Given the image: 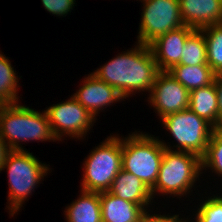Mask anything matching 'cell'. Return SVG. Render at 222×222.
Returning <instances> with one entry per match:
<instances>
[{"label": "cell", "mask_w": 222, "mask_h": 222, "mask_svg": "<svg viewBox=\"0 0 222 222\" xmlns=\"http://www.w3.org/2000/svg\"><path fill=\"white\" fill-rule=\"evenodd\" d=\"M162 144L165 149L156 183L151 188L152 196L156 192L184 196L201 174V158L190 152L174 151L164 142Z\"/></svg>", "instance_id": "cell-3"}, {"label": "cell", "mask_w": 222, "mask_h": 222, "mask_svg": "<svg viewBox=\"0 0 222 222\" xmlns=\"http://www.w3.org/2000/svg\"><path fill=\"white\" fill-rule=\"evenodd\" d=\"M0 136L10 150H23L18 144L21 140L57 141L46 111L40 113L18 103L0 105Z\"/></svg>", "instance_id": "cell-2"}, {"label": "cell", "mask_w": 222, "mask_h": 222, "mask_svg": "<svg viewBox=\"0 0 222 222\" xmlns=\"http://www.w3.org/2000/svg\"><path fill=\"white\" fill-rule=\"evenodd\" d=\"M183 23L194 29L222 23V0H179Z\"/></svg>", "instance_id": "cell-13"}, {"label": "cell", "mask_w": 222, "mask_h": 222, "mask_svg": "<svg viewBox=\"0 0 222 222\" xmlns=\"http://www.w3.org/2000/svg\"><path fill=\"white\" fill-rule=\"evenodd\" d=\"M44 8L58 16H63L68 14V12H71V9H73L74 1L75 0H41Z\"/></svg>", "instance_id": "cell-24"}, {"label": "cell", "mask_w": 222, "mask_h": 222, "mask_svg": "<svg viewBox=\"0 0 222 222\" xmlns=\"http://www.w3.org/2000/svg\"><path fill=\"white\" fill-rule=\"evenodd\" d=\"M138 43L150 45L158 37L185 24L180 13L179 0H143Z\"/></svg>", "instance_id": "cell-8"}, {"label": "cell", "mask_w": 222, "mask_h": 222, "mask_svg": "<svg viewBox=\"0 0 222 222\" xmlns=\"http://www.w3.org/2000/svg\"><path fill=\"white\" fill-rule=\"evenodd\" d=\"M102 222H137L145 213L138 204L123 200L108 191L100 192Z\"/></svg>", "instance_id": "cell-15"}, {"label": "cell", "mask_w": 222, "mask_h": 222, "mask_svg": "<svg viewBox=\"0 0 222 222\" xmlns=\"http://www.w3.org/2000/svg\"><path fill=\"white\" fill-rule=\"evenodd\" d=\"M194 30L184 25L158 37L149 45L160 71H168L180 62L185 41Z\"/></svg>", "instance_id": "cell-11"}, {"label": "cell", "mask_w": 222, "mask_h": 222, "mask_svg": "<svg viewBox=\"0 0 222 222\" xmlns=\"http://www.w3.org/2000/svg\"><path fill=\"white\" fill-rule=\"evenodd\" d=\"M164 149L158 138L134 132L122 138V169L134 174L151 189L158 177Z\"/></svg>", "instance_id": "cell-5"}, {"label": "cell", "mask_w": 222, "mask_h": 222, "mask_svg": "<svg viewBox=\"0 0 222 222\" xmlns=\"http://www.w3.org/2000/svg\"><path fill=\"white\" fill-rule=\"evenodd\" d=\"M51 130L57 140L62 135L83 137L90 130L95 118L73 96L66 102L52 105L46 110ZM64 133V134H63Z\"/></svg>", "instance_id": "cell-9"}, {"label": "cell", "mask_w": 222, "mask_h": 222, "mask_svg": "<svg viewBox=\"0 0 222 222\" xmlns=\"http://www.w3.org/2000/svg\"><path fill=\"white\" fill-rule=\"evenodd\" d=\"M189 109L219 129L218 94L214 82L190 92Z\"/></svg>", "instance_id": "cell-16"}, {"label": "cell", "mask_w": 222, "mask_h": 222, "mask_svg": "<svg viewBox=\"0 0 222 222\" xmlns=\"http://www.w3.org/2000/svg\"><path fill=\"white\" fill-rule=\"evenodd\" d=\"M109 193L144 207L149 205L153 196L151 189L134 174L121 170L112 182Z\"/></svg>", "instance_id": "cell-14"}, {"label": "cell", "mask_w": 222, "mask_h": 222, "mask_svg": "<svg viewBox=\"0 0 222 222\" xmlns=\"http://www.w3.org/2000/svg\"><path fill=\"white\" fill-rule=\"evenodd\" d=\"M159 72L151 48L137 43L134 49L119 54L93 74L126 98L134 91L151 92Z\"/></svg>", "instance_id": "cell-1"}, {"label": "cell", "mask_w": 222, "mask_h": 222, "mask_svg": "<svg viewBox=\"0 0 222 222\" xmlns=\"http://www.w3.org/2000/svg\"><path fill=\"white\" fill-rule=\"evenodd\" d=\"M201 30L206 40L207 64L215 74L222 73V23Z\"/></svg>", "instance_id": "cell-20"}, {"label": "cell", "mask_w": 222, "mask_h": 222, "mask_svg": "<svg viewBox=\"0 0 222 222\" xmlns=\"http://www.w3.org/2000/svg\"><path fill=\"white\" fill-rule=\"evenodd\" d=\"M214 83L218 94L219 129L222 128V73L215 75Z\"/></svg>", "instance_id": "cell-25"}, {"label": "cell", "mask_w": 222, "mask_h": 222, "mask_svg": "<svg viewBox=\"0 0 222 222\" xmlns=\"http://www.w3.org/2000/svg\"><path fill=\"white\" fill-rule=\"evenodd\" d=\"M173 219L174 215H150L145 211V213L137 220V222H173Z\"/></svg>", "instance_id": "cell-26"}, {"label": "cell", "mask_w": 222, "mask_h": 222, "mask_svg": "<svg viewBox=\"0 0 222 222\" xmlns=\"http://www.w3.org/2000/svg\"><path fill=\"white\" fill-rule=\"evenodd\" d=\"M81 196L66 208L67 222H102L100 193L81 190Z\"/></svg>", "instance_id": "cell-17"}, {"label": "cell", "mask_w": 222, "mask_h": 222, "mask_svg": "<svg viewBox=\"0 0 222 222\" xmlns=\"http://www.w3.org/2000/svg\"><path fill=\"white\" fill-rule=\"evenodd\" d=\"M89 154L83 164L82 190L99 193L108 191L122 170V139L109 136Z\"/></svg>", "instance_id": "cell-6"}, {"label": "cell", "mask_w": 222, "mask_h": 222, "mask_svg": "<svg viewBox=\"0 0 222 222\" xmlns=\"http://www.w3.org/2000/svg\"><path fill=\"white\" fill-rule=\"evenodd\" d=\"M178 64L188 66L208 65L206 40L201 29H195L187 37Z\"/></svg>", "instance_id": "cell-19"}, {"label": "cell", "mask_w": 222, "mask_h": 222, "mask_svg": "<svg viewBox=\"0 0 222 222\" xmlns=\"http://www.w3.org/2000/svg\"><path fill=\"white\" fill-rule=\"evenodd\" d=\"M10 63V60L0 53V105L18 103V76Z\"/></svg>", "instance_id": "cell-21"}, {"label": "cell", "mask_w": 222, "mask_h": 222, "mask_svg": "<svg viewBox=\"0 0 222 222\" xmlns=\"http://www.w3.org/2000/svg\"><path fill=\"white\" fill-rule=\"evenodd\" d=\"M168 71L190 92L212 84L216 75L209 65L188 66L176 64Z\"/></svg>", "instance_id": "cell-18"}, {"label": "cell", "mask_w": 222, "mask_h": 222, "mask_svg": "<svg viewBox=\"0 0 222 222\" xmlns=\"http://www.w3.org/2000/svg\"><path fill=\"white\" fill-rule=\"evenodd\" d=\"M5 168L8 169L10 188L8 210L13 216L50 168L26 150H10L0 171Z\"/></svg>", "instance_id": "cell-4"}, {"label": "cell", "mask_w": 222, "mask_h": 222, "mask_svg": "<svg viewBox=\"0 0 222 222\" xmlns=\"http://www.w3.org/2000/svg\"><path fill=\"white\" fill-rule=\"evenodd\" d=\"M201 163L202 170L210 167L216 174L222 176V128L213 131Z\"/></svg>", "instance_id": "cell-22"}, {"label": "cell", "mask_w": 222, "mask_h": 222, "mask_svg": "<svg viewBox=\"0 0 222 222\" xmlns=\"http://www.w3.org/2000/svg\"><path fill=\"white\" fill-rule=\"evenodd\" d=\"M149 101L160 118L189 109L190 91L180 84L169 71H160L153 84Z\"/></svg>", "instance_id": "cell-10"}, {"label": "cell", "mask_w": 222, "mask_h": 222, "mask_svg": "<svg viewBox=\"0 0 222 222\" xmlns=\"http://www.w3.org/2000/svg\"><path fill=\"white\" fill-rule=\"evenodd\" d=\"M197 212L195 219L199 222H222V197L208 198L200 205Z\"/></svg>", "instance_id": "cell-23"}, {"label": "cell", "mask_w": 222, "mask_h": 222, "mask_svg": "<svg viewBox=\"0 0 222 222\" xmlns=\"http://www.w3.org/2000/svg\"><path fill=\"white\" fill-rule=\"evenodd\" d=\"M73 97L94 117L103 107L124 99L115 88L98 79L93 73L85 77L83 85Z\"/></svg>", "instance_id": "cell-12"}, {"label": "cell", "mask_w": 222, "mask_h": 222, "mask_svg": "<svg viewBox=\"0 0 222 222\" xmlns=\"http://www.w3.org/2000/svg\"><path fill=\"white\" fill-rule=\"evenodd\" d=\"M165 128L178 144L177 151L190 152L202 158L215 128L190 109L161 118Z\"/></svg>", "instance_id": "cell-7"}, {"label": "cell", "mask_w": 222, "mask_h": 222, "mask_svg": "<svg viewBox=\"0 0 222 222\" xmlns=\"http://www.w3.org/2000/svg\"><path fill=\"white\" fill-rule=\"evenodd\" d=\"M173 222H186V220L182 221V218L180 220L178 215H174ZM196 222H199V221L196 219Z\"/></svg>", "instance_id": "cell-28"}, {"label": "cell", "mask_w": 222, "mask_h": 222, "mask_svg": "<svg viewBox=\"0 0 222 222\" xmlns=\"http://www.w3.org/2000/svg\"><path fill=\"white\" fill-rule=\"evenodd\" d=\"M10 151V149L7 147L5 141L0 136V168L5 161V158L7 156V153Z\"/></svg>", "instance_id": "cell-27"}]
</instances>
